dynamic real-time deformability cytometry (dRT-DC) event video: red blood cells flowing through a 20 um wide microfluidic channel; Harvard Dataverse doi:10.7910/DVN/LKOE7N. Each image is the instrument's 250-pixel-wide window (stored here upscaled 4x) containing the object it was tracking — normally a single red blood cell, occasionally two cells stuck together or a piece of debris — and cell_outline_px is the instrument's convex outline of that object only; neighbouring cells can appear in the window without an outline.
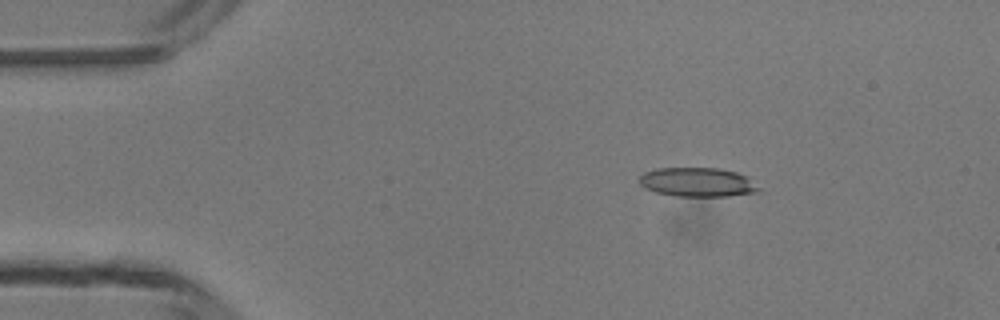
{"species": "common noctule bat (a hibernating species)", "species_latin": "Nyctalus noctula", "temperature_condition": "room temperature", "stored_images_in_passage": 4, "camera_frame_rate_fps": 3000, "um_per_image_px": 0.085, "animal": {"sex": "male", "body_mass_g": 13.3}, "frame": {"image": 1, "passage_image": 1, "time_ms": 0.0, "image_size_px": [1000, 320], "cell_outline_px": [[760, 192], [728, 196], [676, 196], [656, 192], [644, 188], [640, 184], [640, 176], [644, 172], [656, 168], [720, 168], [736, 172], [748, 176], [760, 188]], "centroid_in_image_um": [59.31, 15.48], "position_along_channel_um": 25.7, "area_um2": 20.4}}
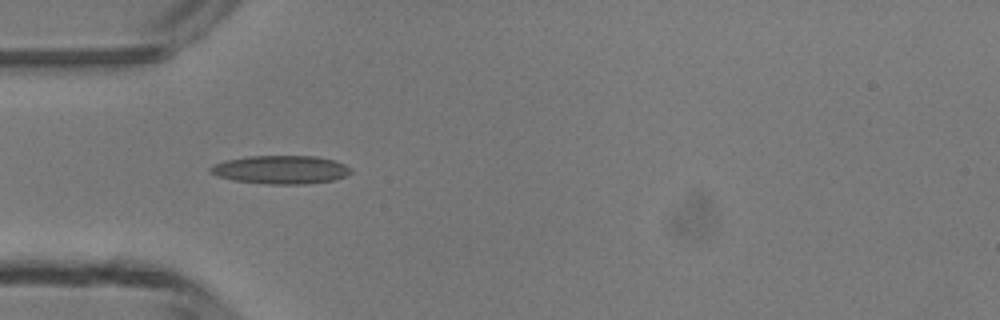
{"frame": {"image": 2, "passage_image": 3, "time_ms": 2.333, "image_size_px": [1000, 320], "cell_outline_px": [[352, 172], [344, 176], [332, 180], [304, 184], [268, 184], [232, 180], [216, 176], [208, 172], [208, 168], [212, 164], [228, 160], [248, 156], [316, 156], [332, 160], [344, 164], [352, 168]], "centroid_in_image_um": [23.82, 14.42], "position_along_channel_um": 61.2, "area_um2": 23.24}}
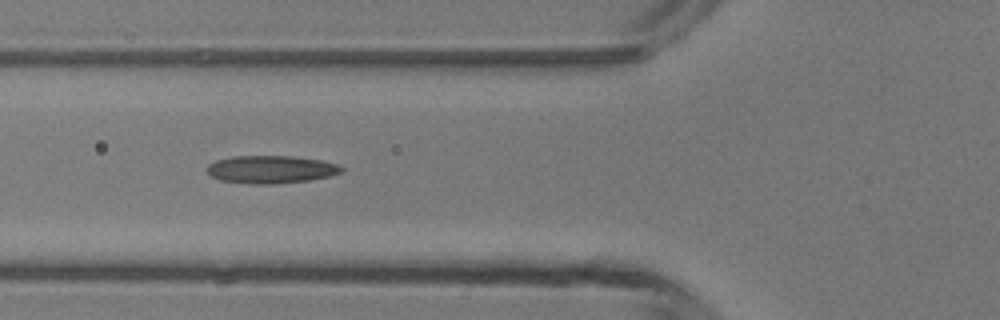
{"frame": {"image": 3, "passage_image": 4, "time_ms": 3.333, "image_size_px": [1000, 320], "cell_outline_px": [[344, 172], [328, 176], [308, 180], [272, 184], [248, 184], [220, 180], [212, 176], [208, 172], [208, 164], [216, 160], [232, 156], [292, 156], [320, 160], [336, 164], [344, 168]], "centroid_in_image_um": [23.02, 14.4], "position_along_channel_um": 102.8, "area_um2": 21.68}}